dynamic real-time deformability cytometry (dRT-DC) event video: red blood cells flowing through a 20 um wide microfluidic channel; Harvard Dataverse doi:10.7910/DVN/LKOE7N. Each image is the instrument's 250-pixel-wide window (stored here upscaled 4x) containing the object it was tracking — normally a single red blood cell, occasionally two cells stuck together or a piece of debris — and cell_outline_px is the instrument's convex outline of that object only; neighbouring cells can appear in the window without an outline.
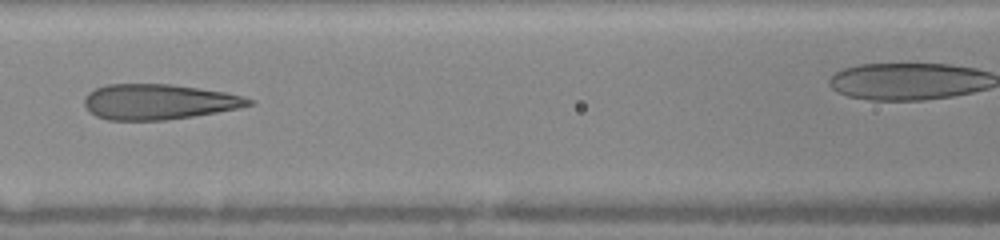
{"species": "human", "species_latin": "Homo sapiens", "temperature_condition": "warm", "stored_images_in_passage": 26, "camera_frame_rate_fps": 3000, "um_per_image_px": 0.085, "donor": {"sex": "female"}, "frame": {"image": 1, "passage_image": 22, "time_ms": 4.667, "image_size_px": [1000, 240], "cell_outline_px": [[252, 104], [240, 108], [192, 116], [164, 120], [108, 120], [96, 116], [84, 104], [84, 96], [88, 92], [96, 88], [108, 84], [172, 84], [200, 88], [224, 92], [244, 96], [252, 100]], "centroid_in_image_um": [13.47, 8.64], "position_along_channel_um": 153.1, "area_um2": 33.76}}